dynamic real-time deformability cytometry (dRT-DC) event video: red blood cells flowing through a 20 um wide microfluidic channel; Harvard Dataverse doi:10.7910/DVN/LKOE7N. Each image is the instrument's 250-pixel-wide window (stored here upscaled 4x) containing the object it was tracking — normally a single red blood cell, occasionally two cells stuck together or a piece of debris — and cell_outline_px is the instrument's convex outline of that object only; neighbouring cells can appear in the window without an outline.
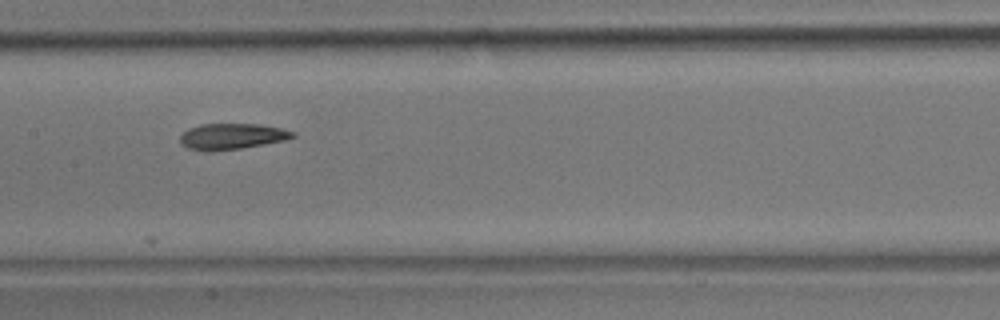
{"species": "common noctule bat (a hibernating species)", "species_latin": "Nyctalus noctula", "temperature_condition": "room temperature", "stored_images_in_passage": 10, "camera_frame_rate_fps": 3000, "um_per_image_px": 0.085, "animal": {"sex": "male", "body_mass_g": 17.9}, "frame": {"image": 1, "passage_image": 8, "time_ms": 2.333, "image_size_px": [1000, 320], "cell_outline_px": [[296, 136], [284, 140], [264, 144], [240, 148], [188, 148], [180, 144], [180, 136], [188, 128], [200, 124], [256, 124], [280, 128], [296, 132]], "centroid_in_image_um": [19.75, 11.54], "position_along_channel_um": 187.6, "area_um2": 16.24}}
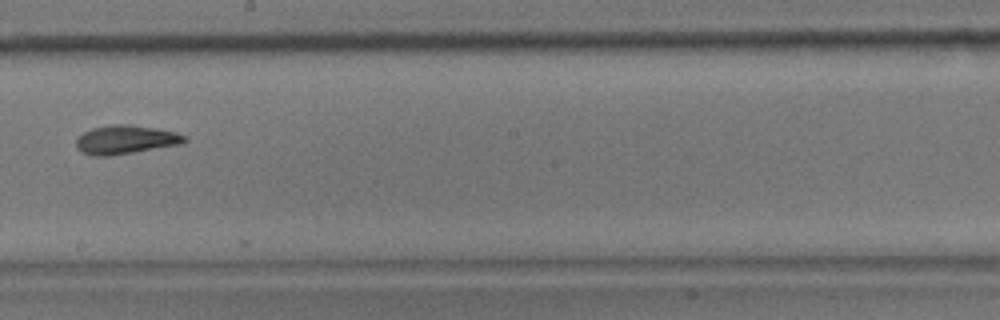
{"frame": {"image": 2, "passage_image": 9, "time_ms": 2.667, "image_size_px": [1000, 320], "cell_outline_px": [[188, 140], [184, 144], [112, 156], [92, 156], [80, 152], [76, 148], [76, 140], [84, 132], [92, 128], [112, 124], [128, 124], [156, 128], [176, 132], [188, 136]], "centroid_in_image_um": [10.72, 11.88], "position_along_channel_um": 237.5, "area_um2": 18.55}}